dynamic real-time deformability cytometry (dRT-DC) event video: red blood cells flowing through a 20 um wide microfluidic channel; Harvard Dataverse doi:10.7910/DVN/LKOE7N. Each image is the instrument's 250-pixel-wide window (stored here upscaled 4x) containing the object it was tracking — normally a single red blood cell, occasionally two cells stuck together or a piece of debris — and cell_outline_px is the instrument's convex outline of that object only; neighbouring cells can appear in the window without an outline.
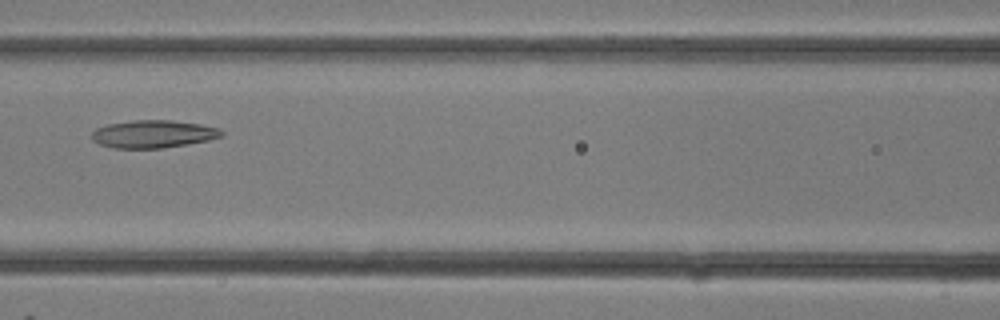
{"species": "common noctule bat (a hibernating species)", "species_latin": "Nyctalus noctula", "temperature_condition": "room temperature", "stored_images_in_passage": 30, "camera_frame_rate_fps": 3000, "um_per_image_px": 0.085, "animal": {"sex": "female"}, "frame": {"image": 1, "passage_image": 13, "time_ms": 4.0, "image_size_px": [1000, 320], "cell_outline_px": [[224, 136], [208, 140], [160, 148], [112, 148], [100, 144], [92, 140], [92, 132], [96, 128], [108, 124], [132, 120], [172, 120], [200, 124], [220, 128], [224, 132]], "centroid_in_image_um": [13.03, 11.38], "position_along_channel_um": 153.6, "area_um2": 20.92}}
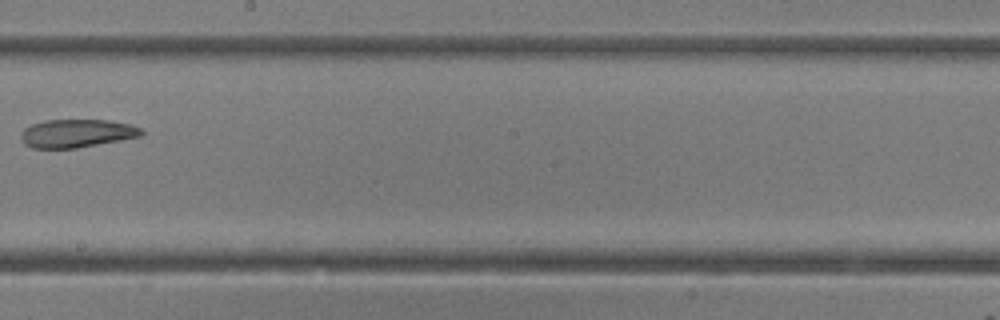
{"frame": {"image": 2, "passage_image": 17, "time_ms": 5.333, "image_size_px": [1000, 320], "cell_outline_px": [[144, 136], [76, 148], [32, 148], [24, 144], [20, 140], [20, 136], [24, 128], [32, 124], [44, 120], [112, 120], [132, 124], [140, 128], [144, 132]], "centroid_in_image_um": [6.55, 11.33], "position_along_channel_um": 241.7, "area_um2": 20.06}}
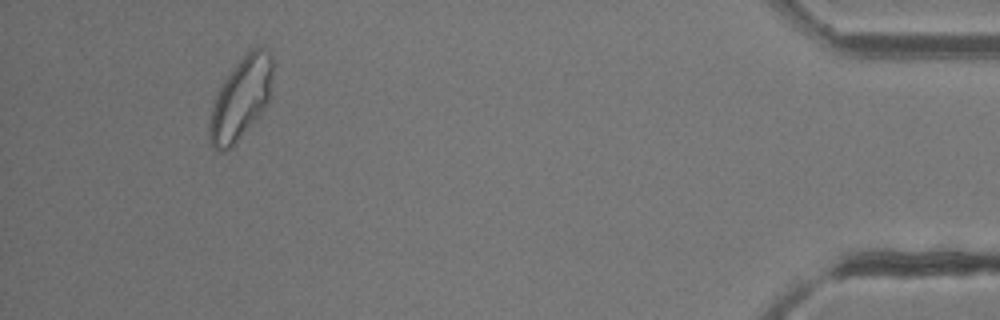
{"frame": {"image": 3, "passage_image": 28, "time_ms": 9.0, "image_size_px": [1000, 320], "cell_outline_px": [[272, 96], [268, 104], [256, 120], [224, 152], [216, 152], [212, 148], [208, 136], [208, 124], [212, 108], [216, 96], [224, 80], [236, 64], [252, 48], [260, 48], [268, 52], [272, 56]], "centroid_in_image_um": [20.48, 8.41], "position_along_channel_um": 414.7, "area_um2": 29.94}}